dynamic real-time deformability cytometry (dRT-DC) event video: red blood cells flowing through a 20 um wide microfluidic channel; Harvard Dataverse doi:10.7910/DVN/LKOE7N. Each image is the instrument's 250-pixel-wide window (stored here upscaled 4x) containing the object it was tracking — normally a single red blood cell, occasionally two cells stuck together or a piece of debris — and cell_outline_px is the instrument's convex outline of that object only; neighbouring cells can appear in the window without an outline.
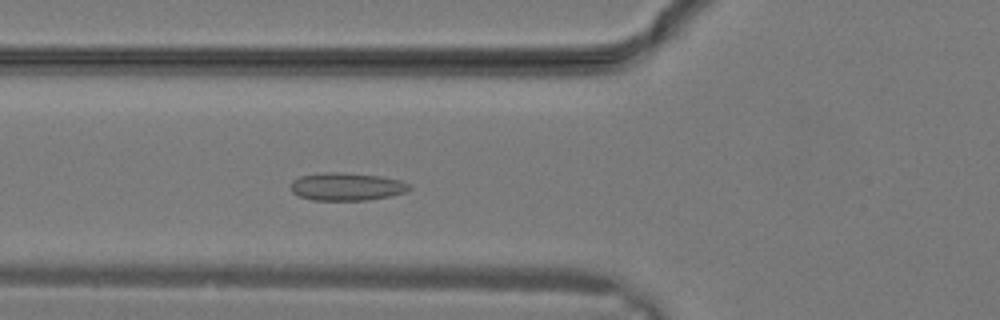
{"species": "common noctule bat (a hibernating species)", "species_latin": "Nyctalus noctula", "temperature_condition": "warm", "stored_images_in_passage": 19, "camera_frame_rate_fps": 3000, "um_per_image_px": 0.085, "animal": {"sex": "male", "body_mass_g": 19.2, "forearm_length_mm": 51.8}, "frame": {"image": 1, "passage_image": 8, "time_ms": 2.333, "image_size_px": [1000, 320], "cell_outline_px": [[412, 188], [408, 192], [388, 196], [364, 200], [312, 200], [300, 196], [292, 192], [292, 180], [300, 176], [324, 172], [344, 172], [380, 176], [400, 180], [412, 184]], "centroid_in_image_um": [29.51, 15.85], "position_along_channel_um": 96.3, "area_um2": 19.31}}
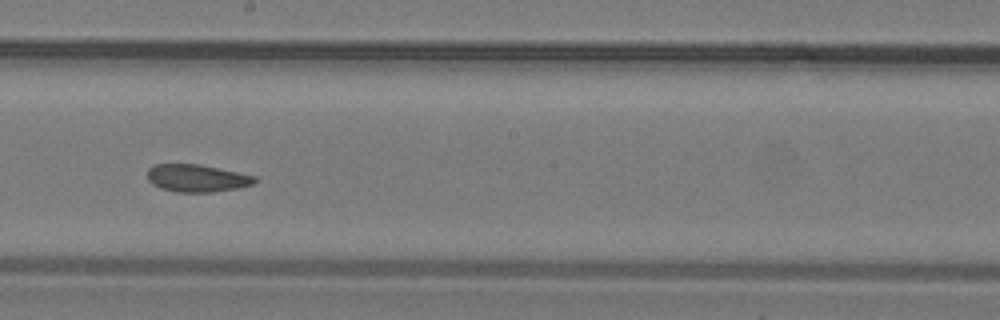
{"frame": {"image": 2, "passage_image": 14, "time_ms": 4.333, "image_size_px": [1000, 320], "cell_outline_px": [[256, 180], [252, 184], [240, 188], [212, 192], [176, 192], [160, 188], [152, 184], [148, 180], [148, 168], [156, 164], [200, 164], [256, 176]], "centroid_in_image_um": [16.73, 15.15], "position_along_channel_um": 231.5, "area_um2": 17.22}}
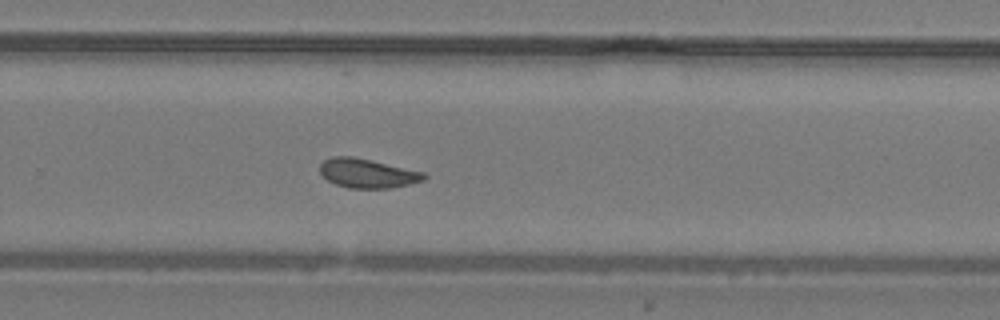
{"frame": {"image": 3, "passage_image": 17, "time_ms": 5.333, "image_size_px": [1000, 320], "cell_outline_px": [[428, 176], [424, 180], [392, 188], [348, 188], [336, 184], [328, 180], [320, 172], [320, 164], [324, 160], [332, 156], [352, 156], [424, 172]], "centroid_in_image_um": [31.23, 14.73], "position_along_channel_um": 298.6, "area_um2": 17.57}}